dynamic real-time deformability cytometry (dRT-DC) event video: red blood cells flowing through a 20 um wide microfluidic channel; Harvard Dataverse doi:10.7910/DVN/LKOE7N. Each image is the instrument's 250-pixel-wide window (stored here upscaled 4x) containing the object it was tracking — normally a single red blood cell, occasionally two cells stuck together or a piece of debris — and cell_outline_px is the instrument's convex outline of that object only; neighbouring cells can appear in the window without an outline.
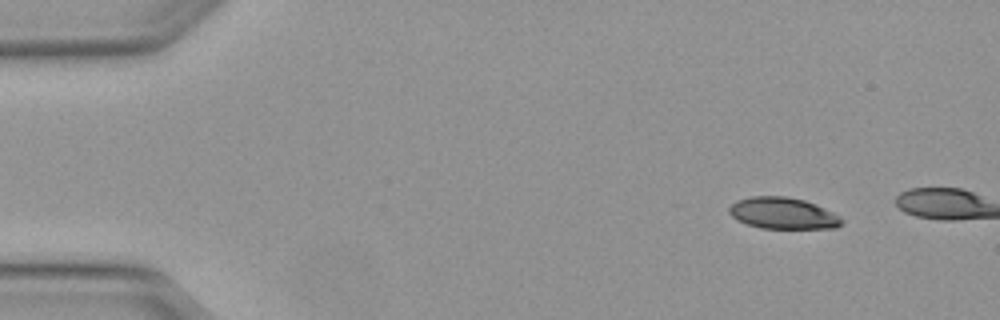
{"species": "Egyptian fruit bat (a non-hibernating species)", "species_latin": "Rousettus aegyptiacus", "temperature_condition": "warm", "stored_images_in_passage": 7, "camera_frame_rate_fps": 3000, "um_per_image_px": 0.085, "animal": {"sex": "female"}, "frame": {"image": 1, "passage_image": 1, "time_ms": 0.0, "image_size_px": [1000, 320], "cell_outline_px": [[844, 220], [836, 228], [760, 228], [736, 220], [728, 212], [728, 208], [736, 200], [752, 196], [788, 196], [804, 200], [816, 204], [840, 216]], "centroid_in_image_um": [66.53, 18.12], "position_along_channel_um": 18.5, "area_um2": 20.69}}